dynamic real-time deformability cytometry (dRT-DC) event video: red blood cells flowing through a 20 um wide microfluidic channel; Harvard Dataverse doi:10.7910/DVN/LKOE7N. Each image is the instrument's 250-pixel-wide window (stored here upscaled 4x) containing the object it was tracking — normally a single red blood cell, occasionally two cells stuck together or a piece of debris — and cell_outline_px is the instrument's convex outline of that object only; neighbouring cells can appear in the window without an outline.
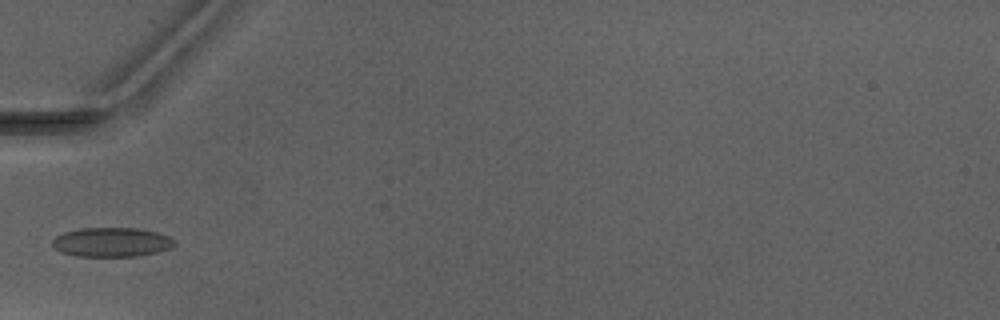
{"species": "Egyptian fruit bat (a non-hibernating species)", "species_latin": "Rousettus aegyptiacus", "temperature_condition": "warm", "stored_images_in_passage": 5, "camera_frame_rate_fps": 3000, "um_per_image_px": 0.085, "animal": {"sex": "male"}, "frame": {"image": 1, "passage_image": 4, "time_ms": 3.667, "image_size_px": [1000, 320], "cell_outline_px": [[176, 244], [172, 248], [156, 252], [136, 256], [76, 256], [60, 252], [52, 244], [52, 240], [56, 236], [64, 232], [80, 228], [140, 228], [156, 232], [168, 236], [176, 240]], "centroid_in_image_um": [9.51, 20.58], "position_along_channel_um": 75.5, "area_um2": 20.92}}